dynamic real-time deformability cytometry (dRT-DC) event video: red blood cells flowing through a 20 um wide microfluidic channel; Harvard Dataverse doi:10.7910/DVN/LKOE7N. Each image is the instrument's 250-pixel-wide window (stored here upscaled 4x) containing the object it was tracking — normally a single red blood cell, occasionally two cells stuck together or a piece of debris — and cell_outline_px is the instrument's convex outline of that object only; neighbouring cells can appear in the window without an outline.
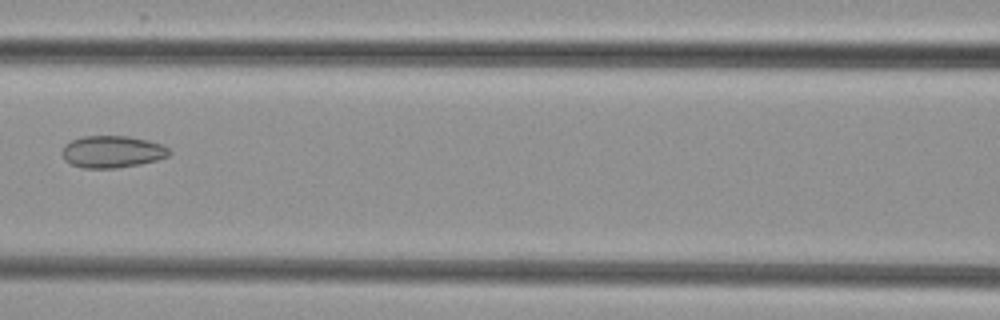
{"species": "common noctule bat (a hibernating species)", "species_latin": "Nyctalus noctula", "temperature_condition": "cold", "stored_images_in_passage": 6, "camera_frame_rate_fps": 3000, "um_per_image_px": 0.085, "animal": {"sex": "female", "body_mass_g": 29.2, "forearm_length_mm": 56.3}, "frame": {"image": 1, "passage_image": 5, "time_ms": 4.667, "image_size_px": [1000, 320], "cell_outline_px": [[172, 152], [168, 156], [156, 160], [140, 164], [116, 168], [84, 168], [72, 164], [64, 160], [60, 152], [64, 144], [72, 140], [84, 136], [128, 136], [148, 140], [164, 144]], "centroid_in_image_um": [9.53, 12.89], "position_along_channel_um": 157.1, "area_um2": 20.17}}
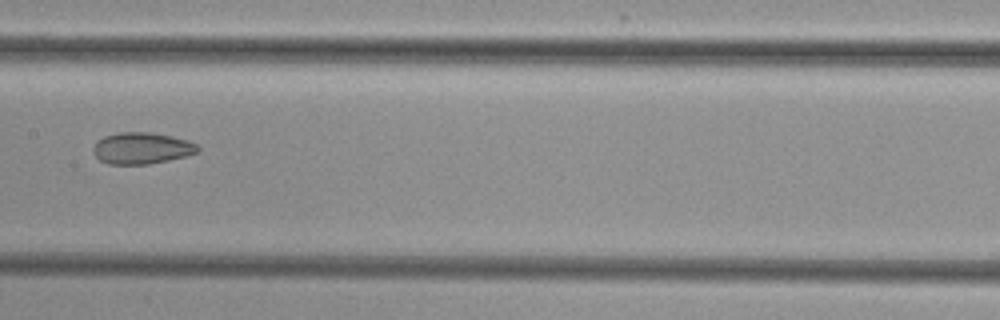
{"frame": {"image": 2, "passage_image": 6, "time_ms": 5.667, "image_size_px": [1000, 320], "cell_outline_px": [[200, 152], [168, 160], [148, 164], [108, 164], [100, 160], [92, 152], [92, 148], [96, 140], [104, 136], [120, 132], [152, 132], [172, 136], [188, 140], [196, 144], [200, 148]], "centroid_in_image_um": [12.03, 12.59], "position_along_channel_um": 195.4, "area_um2": 19.36}}